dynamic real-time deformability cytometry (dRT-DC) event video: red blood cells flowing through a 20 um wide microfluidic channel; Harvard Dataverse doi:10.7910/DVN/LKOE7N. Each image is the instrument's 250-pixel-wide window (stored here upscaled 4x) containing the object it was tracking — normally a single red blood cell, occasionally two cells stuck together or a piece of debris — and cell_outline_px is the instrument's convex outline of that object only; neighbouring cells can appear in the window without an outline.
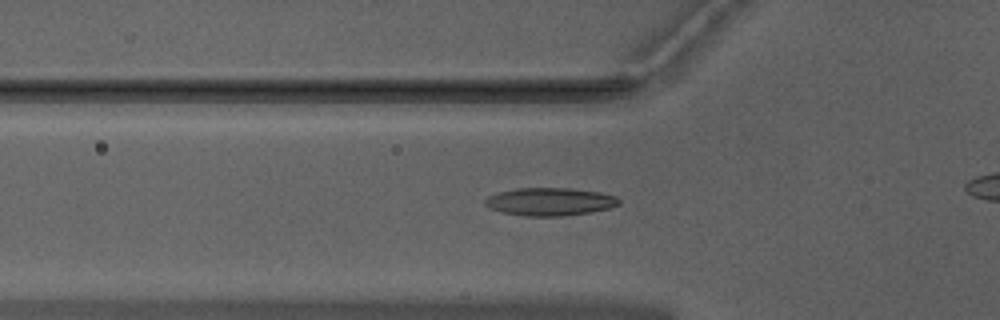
{"species": "Egyptian fruit bat (a non-hibernating species)", "species_latin": "Rousettus aegyptiacus", "temperature_condition": "warm", "stored_images_in_passage": 43, "camera_frame_rate_fps": 3000, "um_per_image_px": 0.085, "animal": {"sex": "male"}, "frame": {"image": 1, "passage_image": 18, "time_ms": 5.667, "image_size_px": [1000, 320], "cell_outline_px": [[620, 204], [608, 208], [592, 212], [564, 216], [524, 216], [500, 212], [484, 204], [484, 200], [488, 196], [496, 192], [516, 188], [568, 188], [600, 192], [616, 196], [620, 200]], "centroid_in_image_um": [46.73, 17.14], "position_along_channel_um": 79.1, "area_um2": 21.91}}
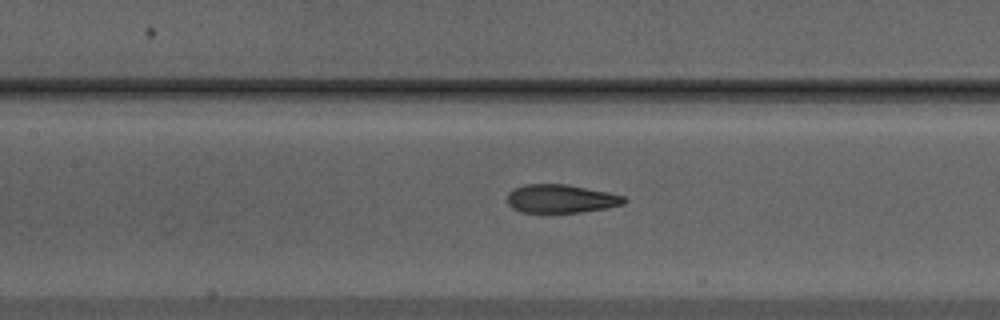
{"frame": {"image": 2, "passage_image": 24, "time_ms": 7.667, "image_size_px": [1000, 320], "cell_outline_px": [[628, 200], [624, 204], [604, 208], [580, 212], [520, 212], [512, 208], [508, 204], [508, 192], [524, 184], [568, 184], [608, 192], [624, 196]], "centroid_in_image_um": [47.68, 16.88], "position_along_channel_um": 159.7, "area_um2": 19.31}}
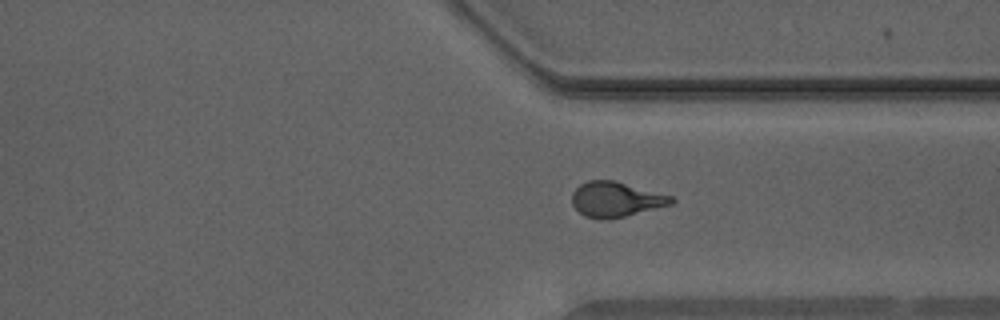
{"frame": {"image": 3, "passage_image": 39, "time_ms": 12.667, "image_size_px": [1000, 320], "cell_outline_px": [[676, 200], [672, 204], [624, 216], [600, 220], [584, 216], [572, 204], [572, 192], [580, 184], [588, 180], [612, 180], [672, 196]], "centroid_in_image_um": [52.32, 16.95], "position_along_channel_um": 359.1, "area_um2": 20.06}}